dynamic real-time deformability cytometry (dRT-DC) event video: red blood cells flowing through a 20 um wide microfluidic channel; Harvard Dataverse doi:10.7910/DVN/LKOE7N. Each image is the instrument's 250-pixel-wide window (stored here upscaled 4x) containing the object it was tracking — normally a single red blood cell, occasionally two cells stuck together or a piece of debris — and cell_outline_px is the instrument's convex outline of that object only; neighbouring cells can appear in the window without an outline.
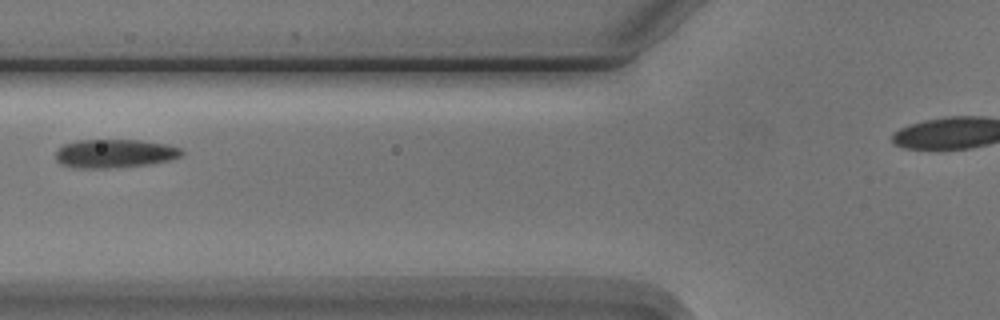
{"species": "Egyptian fruit bat (a non-hibernating species)", "species_latin": "Rousettus aegyptiacus", "temperature_condition": "cold", "stored_images_in_passage": 4, "segment_of_instrument_passage": [1, 2], "camera_frame_rate_fps": 3000, "um_per_image_px": 0.085, "animal": {"sex": "male"}, "frame": {"image": 1, "passage_image": 2, "time_ms": 1.0, "image_size_px": [1000, 320], "cell_outline_px": [[184, 152], [180, 156], [172, 160], [148, 164], [108, 168], [72, 168], [60, 164], [56, 160], [56, 152], [64, 144], [76, 140], [140, 140], [168, 144], [180, 148]], "centroid_in_image_um": [9.74, 13.05], "position_along_channel_um": 116.1, "area_um2": 21.1}}
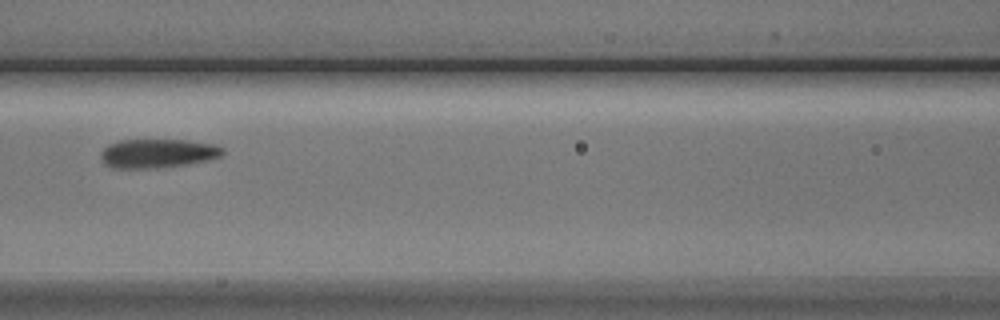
{"frame": {"image": 2, "passage_image": 3, "time_ms": 2.0, "image_size_px": [1000, 320], "cell_outline_px": [[224, 152], [220, 156], [208, 160], [188, 164], [148, 168], [112, 168], [104, 164], [100, 156], [100, 152], [108, 144], [120, 140], [188, 140], [212, 144], [224, 148]], "centroid_in_image_um": [13.37, 13.03], "position_along_channel_um": 153.2, "area_um2": 20.52}}